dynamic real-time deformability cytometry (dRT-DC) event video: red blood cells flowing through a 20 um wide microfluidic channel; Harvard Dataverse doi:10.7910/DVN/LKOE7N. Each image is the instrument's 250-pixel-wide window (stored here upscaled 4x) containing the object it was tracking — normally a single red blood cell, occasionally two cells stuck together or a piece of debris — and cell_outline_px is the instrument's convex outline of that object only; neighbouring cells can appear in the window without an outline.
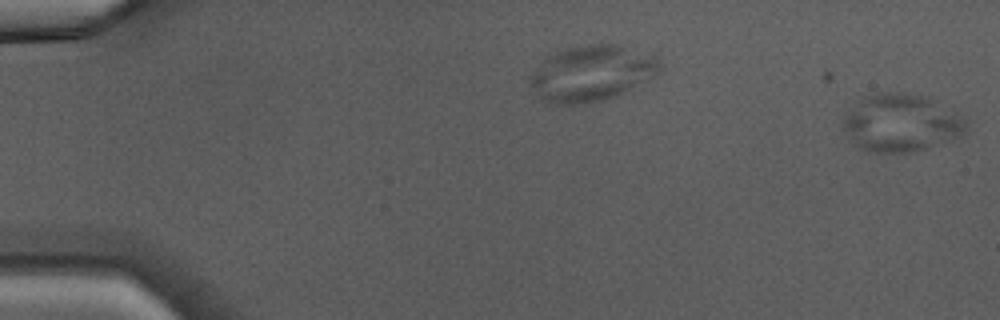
{"species": "Egyptian fruit bat (a non-hibernating species)", "species_latin": "Rousettus aegyptiacus", "temperature_condition": "warm", "stored_images_in_passage": 8, "segment_of_instrument_passage": [2, 2], "camera_frame_rate_fps": 3000, "um_per_image_px": 0.085, "animal": {"sex": "male"}, "frame": {"image": 1, "passage_image": 8, "time_ms": 2.333, "image_size_px": [1000, 320], "cell_outline_px": [[968, 120], [964, 132], [924, 148], [908, 152], [876, 152], [860, 148], [844, 132], [844, 116], [860, 96], [880, 92], [904, 92], [924, 96], [964, 116]], "centroid_in_image_um": [76.53, 10.4], "position_along_channel_um": 8.5, "area_um2": 40.69}}